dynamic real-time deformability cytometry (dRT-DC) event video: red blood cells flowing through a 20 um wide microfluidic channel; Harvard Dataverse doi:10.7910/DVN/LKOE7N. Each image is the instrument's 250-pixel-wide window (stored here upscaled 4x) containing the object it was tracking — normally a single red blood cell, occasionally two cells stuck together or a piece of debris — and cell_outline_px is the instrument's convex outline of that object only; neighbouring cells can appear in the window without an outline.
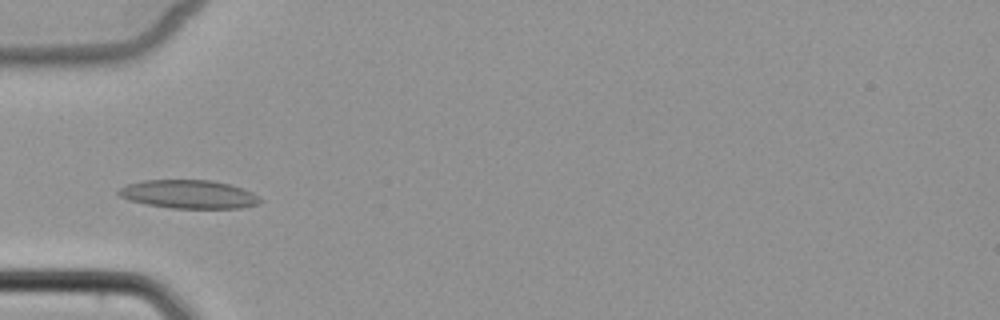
{"species": "common noctule bat (a hibernating species)", "species_latin": "Nyctalus noctula", "temperature_condition": "cold", "stored_images_in_passage": 4, "camera_frame_rate_fps": 3000, "um_per_image_px": 0.085, "animal": {"sex": "female", "body_mass_g": 22.7, "forearm_length_mm": 54.2}, "frame": {"image": 1, "passage_image": 4, "time_ms": 3.667, "image_size_px": [1000, 320], "cell_outline_px": [[264, 200], [260, 204], [240, 208], [172, 208], [144, 204], [128, 200], [120, 196], [116, 192], [120, 188], [128, 184], [144, 180], [212, 180], [228, 184], [252, 192], [260, 196]], "centroid_in_image_um": [16.06, 16.52], "position_along_channel_um": 68.9, "area_um2": 23.58}}